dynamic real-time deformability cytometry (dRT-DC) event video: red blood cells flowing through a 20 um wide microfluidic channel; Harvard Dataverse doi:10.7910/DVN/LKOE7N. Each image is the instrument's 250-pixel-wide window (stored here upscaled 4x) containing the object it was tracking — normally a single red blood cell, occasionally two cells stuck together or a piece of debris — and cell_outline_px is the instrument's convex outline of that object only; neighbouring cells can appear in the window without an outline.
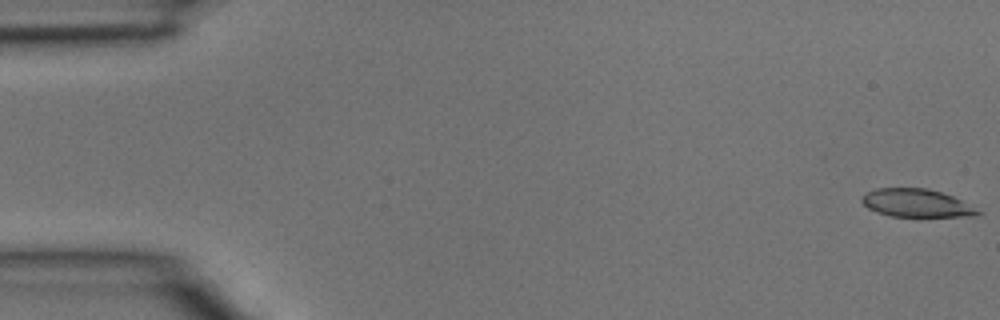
{"species": "common noctule bat (a hibernating species)", "species_latin": "Nyctalus noctula", "temperature_condition": "room temperature", "stored_images_in_passage": 4, "camera_frame_rate_fps": 3000, "um_per_image_px": 0.085, "animal": {"sex": "male", "body_mass_g": 15.6}, "frame": {"image": 1, "passage_image": 1, "time_ms": 0.0, "image_size_px": [1000, 320], "cell_outline_px": [[984, 212], [980, 216], [888, 216], [876, 212], [868, 208], [860, 200], [868, 192], [876, 188], [928, 188], [952, 196]], "centroid_in_image_um": [77.92, 17.27], "position_along_channel_um": 7.1, "area_um2": 18.84}}